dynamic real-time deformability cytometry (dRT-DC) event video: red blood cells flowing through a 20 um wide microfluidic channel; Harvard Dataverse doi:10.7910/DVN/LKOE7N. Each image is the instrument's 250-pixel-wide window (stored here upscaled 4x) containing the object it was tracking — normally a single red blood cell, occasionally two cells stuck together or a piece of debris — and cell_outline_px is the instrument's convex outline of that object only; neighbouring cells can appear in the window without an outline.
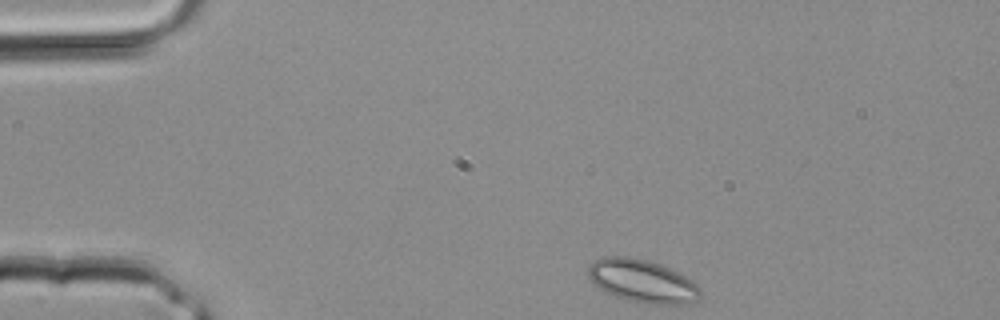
{"species": "common noctule bat (a hibernating species)", "species_latin": "Nyctalus noctula", "temperature_condition": "room temperature", "stored_images_in_passage": 2, "camera_frame_rate_fps": 3000, "um_per_image_px": 0.085, "animal": {"sex": "male", "body_mass_g": 20.4}, "frame": {"image": 1, "passage_image": 1, "time_ms": 0.0, "image_size_px": [1000, 320], "cell_outline_px": [[700, 296], [692, 304], [656, 304], [624, 300], [600, 288], [588, 276], [588, 264], [604, 256], [628, 256], [648, 260], [660, 264], [692, 280], [700, 288]], "centroid_in_image_um": [54.6, 23.89], "position_along_channel_um": 30.4, "area_um2": 27.92}}